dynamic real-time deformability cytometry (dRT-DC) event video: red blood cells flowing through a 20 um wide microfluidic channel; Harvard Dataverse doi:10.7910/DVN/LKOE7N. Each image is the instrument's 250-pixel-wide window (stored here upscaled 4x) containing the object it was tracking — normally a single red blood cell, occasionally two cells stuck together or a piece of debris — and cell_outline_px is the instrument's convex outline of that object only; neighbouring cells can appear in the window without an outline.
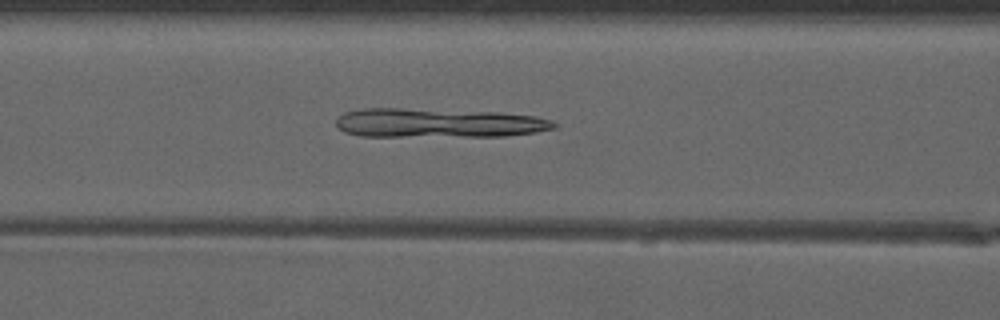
{"species": "common noctule bat (a hibernating species)", "species_latin": "Nyctalus noctula", "temperature_condition": "warm", "stored_images_in_passage": 32, "camera_frame_rate_fps": 3000, "um_per_image_px": 0.085, "animal": {"sex": "male", "forearm_length_mm": 52.5}, "frame": {"image": 1, "passage_image": 20, "time_ms": 6.333, "image_size_px": [1000, 320], "cell_outline_px": [[560, 124], [556, 128], [536, 132], [504, 136], [360, 136], [344, 132], [336, 128], [336, 116], [344, 112], [360, 108], [400, 108], [500, 112], [536, 116], [552, 120]], "centroid_in_image_um": [37.24, 10.45], "position_along_channel_um": 129.4, "area_um2": 37.57}}
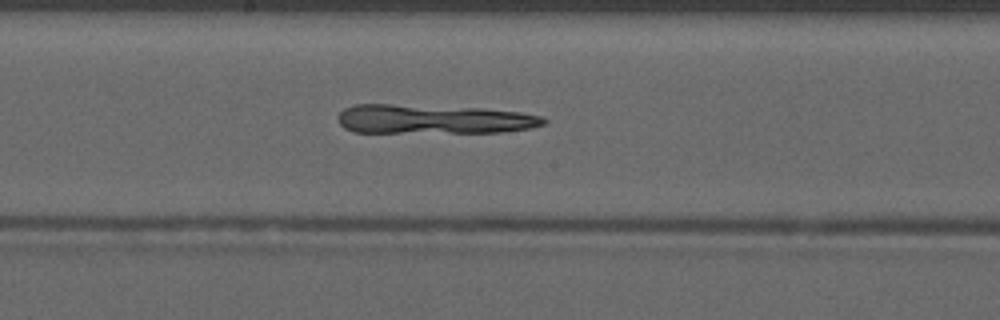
{"frame": {"image": 2, "passage_image": 26, "time_ms": 8.333, "image_size_px": [1000, 320], "cell_outline_px": [[548, 120], [544, 124], [532, 128], [500, 132], [356, 132], [344, 128], [340, 124], [336, 116], [344, 108], [352, 104], [392, 104], [480, 108], [520, 112], [540, 116]], "centroid_in_image_um": [36.81, 10.12], "position_along_channel_um": 211.4, "area_um2": 35.08}}
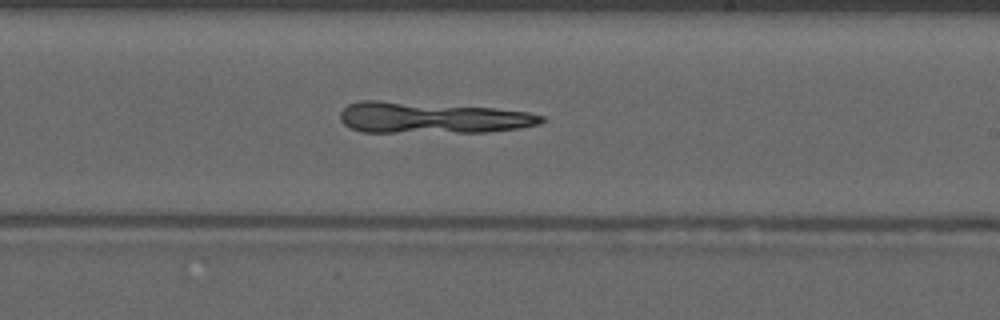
{"frame": {"image": 3, "passage_image": 29, "time_ms": 9.333, "image_size_px": [1000, 320], "cell_outline_px": [[544, 120], [540, 124], [520, 128], [488, 132], [360, 132], [344, 124], [340, 120], [340, 112], [348, 104], [360, 100], [380, 100], [496, 108], [528, 112], [544, 116]], "centroid_in_image_um": [36.71, 10.0], "position_along_channel_um": 252.3, "area_um2": 36.88}}